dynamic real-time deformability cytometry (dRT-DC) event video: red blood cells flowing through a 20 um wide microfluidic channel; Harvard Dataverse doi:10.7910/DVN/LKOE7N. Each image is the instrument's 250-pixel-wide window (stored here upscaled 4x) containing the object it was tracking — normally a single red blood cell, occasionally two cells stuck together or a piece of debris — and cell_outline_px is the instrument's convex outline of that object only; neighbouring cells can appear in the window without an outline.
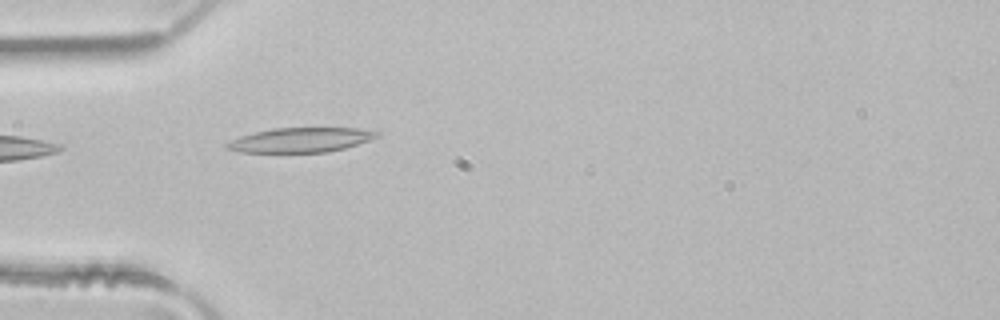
{"species": "common noctule bat (a hibernating species)", "species_latin": "Nyctalus noctula", "temperature_condition": "room temperature", "stored_images_in_passage": 1, "camera_frame_rate_fps": 3000, "um_per_image_px": 0.085, "animal": {"sex": "male", "body_mass_g": 21.5, "forearm_length_mm": 52.0}, "frame": {"image": 1, "passage_image": 1, "time_ms": 0.0, "image_size_px": [1000, 320], "cell_outline_px": [[380, 136], [344, 148], [328, 152], [240, 152], [228, 148], [224, 144], [240, 136], [272, 128], [356, 128], [380, 132]], "centroid_in_image_um": [25.56, 11.89], "position_along_channel_um": 59.4, "area_um2": 21.21}}